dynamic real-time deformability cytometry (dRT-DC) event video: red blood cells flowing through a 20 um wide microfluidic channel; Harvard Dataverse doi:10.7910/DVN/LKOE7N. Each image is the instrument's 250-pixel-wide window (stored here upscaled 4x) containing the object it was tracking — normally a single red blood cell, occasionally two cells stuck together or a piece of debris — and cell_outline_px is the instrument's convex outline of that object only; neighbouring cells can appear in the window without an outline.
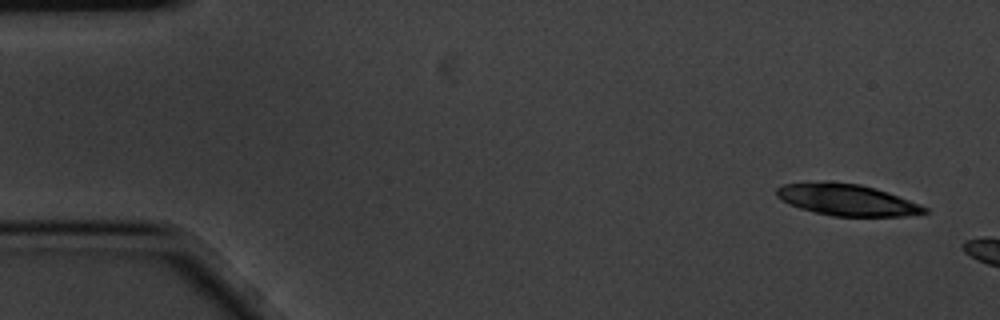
{"species": "common noctule bat (a hibernating species)", "species_latin": "Nyctalus noctula", "temperature_condition": "cold", "stored_images_in_passage": 3, "camera_frame_rate_fps": 3000, "um_per_image_px": 0.085, "animal": {"sex": "male", "body_mass_g": 20.1, "forearm_length_mm": 53.5}, "frame": {"image": 1, "passage_image": 1, "time_ms": 0.0, "image_size_px": [1000, 320], "cell_outline_px": [[928, 212], [904, 216], [832, 216], [800, 208], [788, 204], [780, 200], [776, 196], [776, 188], [784, 184], [824, 180], [828, 180], [860, 184], [876, 188], [888, 192], [928, 208]], "centroid_in_image_um": [71.92, 16.96], "position_along_channel_um": 13.1, "area_um2": 27.34}}